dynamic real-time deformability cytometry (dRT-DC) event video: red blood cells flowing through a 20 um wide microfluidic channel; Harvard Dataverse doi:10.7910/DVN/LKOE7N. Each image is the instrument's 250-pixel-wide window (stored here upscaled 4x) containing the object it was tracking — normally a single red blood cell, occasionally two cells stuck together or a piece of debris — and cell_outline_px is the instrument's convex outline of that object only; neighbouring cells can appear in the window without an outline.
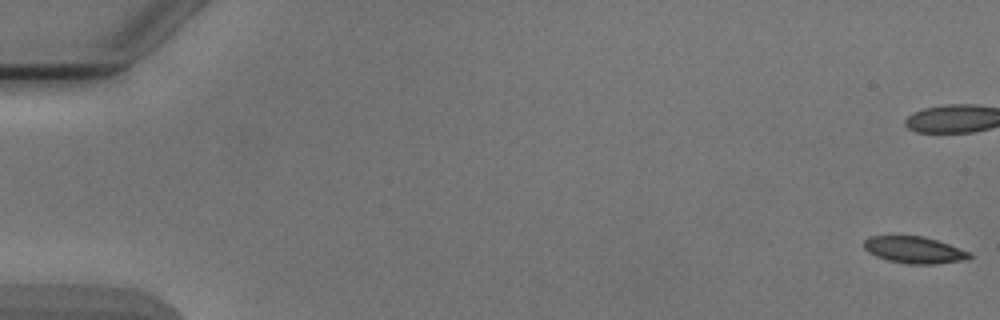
{"species": "Egyptian fruit bat (a non-hibernating species)", "species_latin": "Rousettus aegyptiacus", "temperature_condition": "cold", "stored_images_in_passage": 8, "camera_frame_rate_fps": 3000, "um_per_image_px": 0.085, "animal": {"sex": "male"}, "frame": {"image": 1, "passage_image": 1, "time_ms": 0.0, "image_size_px": [1000, 320], "cell_outline_px": [[972, 256], [968, 260], [936, 264], [908, 264], [888, 260], [876, 256], [868, 252], [864, 248], [864, 240], [868, 236], [924, 236], [972, 252]], "centroid_in_image_um": [77.74, 21.25], "position_along_channel_um": 7.3, "area_um2": 16.59}}